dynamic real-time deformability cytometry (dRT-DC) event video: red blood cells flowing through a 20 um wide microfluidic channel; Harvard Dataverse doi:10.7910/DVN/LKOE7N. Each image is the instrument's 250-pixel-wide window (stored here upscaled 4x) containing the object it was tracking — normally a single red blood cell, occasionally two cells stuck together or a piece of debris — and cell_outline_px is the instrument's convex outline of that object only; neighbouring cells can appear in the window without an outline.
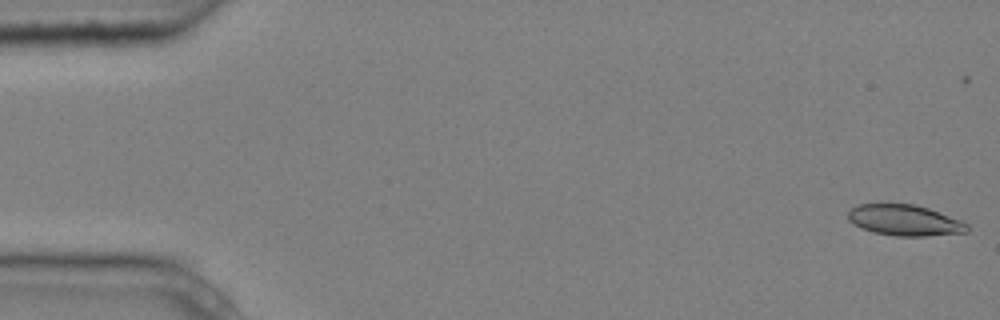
{"species": "common noctule bat (a hibernating species)", "species_latin": "Nyctalus noctula", "temperature_condition": "cold", "stored_images_in_passage": 2, "camera_frame_rate_fps": 3000, "um_per_image_px": 0.085, "animal": {"sex": "male", "body_mass_g": 20.4}, "frame": {"image": 1, "passage_image": 1, "time_ms": 0.0, "image_size_px": [1000, 320], "cell_outline_px": [[968, 232], [928, 236], [896, 236], [872, 232], [860, 228], [848, 220], [848, 212], [856, 204], [880, 200], [916, 204], [928, 208], [960, 220], [968, 224]], "centroid_in_image_um": [76.81, 18.67], "position_along_channel_um": 8.2, "area_um2": 22.37}}